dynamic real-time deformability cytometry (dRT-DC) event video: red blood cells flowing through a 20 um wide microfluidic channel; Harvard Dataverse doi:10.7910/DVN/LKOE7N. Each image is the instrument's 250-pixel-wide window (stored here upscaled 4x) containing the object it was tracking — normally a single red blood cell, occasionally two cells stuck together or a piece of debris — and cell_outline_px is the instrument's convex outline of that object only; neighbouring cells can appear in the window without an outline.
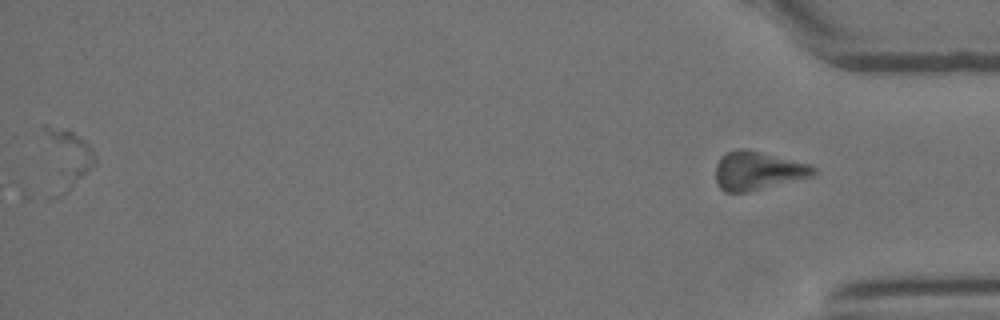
{"species": "Egyptian fruit bat (a non-hibernating species)", "species_latin": "Rousettus aegyptiacus", "temperature_condition": "room temperature", "stored_images_in_passage": 43, "camera_frame_rate_fps": 3000, "um_per_image_px": 0.085, "animal": {"sex": "female"}, "frame": {"image": 1, "passage_image": 43, "time_ms": 14.0, "image_size_px": [1000, 320], "cell_outline_px": [[816, 172], [812, 176], [748, 192], [724, 192], [720, 188], [716, 180], [716, 164], [720, 156], [728, 152], [740, 148], [744, 148], [808, 164], [816, 168]], "centroid_in_image_um": [64.37, 14.52], "position_along_channel_um": 370.8, "area_um2": 21.68}}